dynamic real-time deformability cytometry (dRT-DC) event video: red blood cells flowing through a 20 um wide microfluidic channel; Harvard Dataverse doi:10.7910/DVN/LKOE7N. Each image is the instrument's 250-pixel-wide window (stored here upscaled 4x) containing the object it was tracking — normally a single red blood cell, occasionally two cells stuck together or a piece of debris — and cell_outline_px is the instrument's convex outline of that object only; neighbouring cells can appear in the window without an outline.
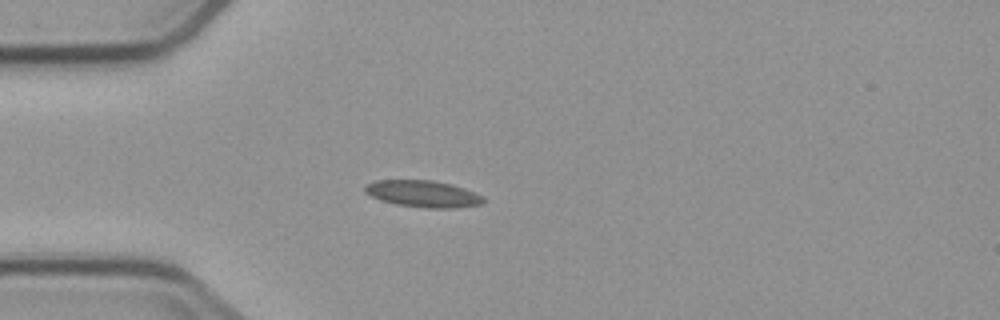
{"species": "common noctule bat (a hibernating species)", "species_latin": "Nyctalus noctula", "temperature_condition": "cold", "stored_images_in_passage": 6, "camera_frame_rate_fps": 3000, "um_per_image_px": 0.085, "animal": {"sex": "male", "body_mass_g": 23.1, "forearm_length_mm": 52.7}, "frame": {"image": 1, "passage_image": 5, "time_ms": 4.667, "image_size_px": [1000, 320], "cell_outline_px": [[484, 204], [456, 208], [424, 208], [396, 204], [380, 200], [364, 192], [364, 188], [368, 184], [376, 180], [432, 180], [452, 184], [476, 192], [484, 196]], "centroid_in_image_um": [36.01, 16.48], "position_along_channel_um": 49.0, "area_um2": 18.61}}